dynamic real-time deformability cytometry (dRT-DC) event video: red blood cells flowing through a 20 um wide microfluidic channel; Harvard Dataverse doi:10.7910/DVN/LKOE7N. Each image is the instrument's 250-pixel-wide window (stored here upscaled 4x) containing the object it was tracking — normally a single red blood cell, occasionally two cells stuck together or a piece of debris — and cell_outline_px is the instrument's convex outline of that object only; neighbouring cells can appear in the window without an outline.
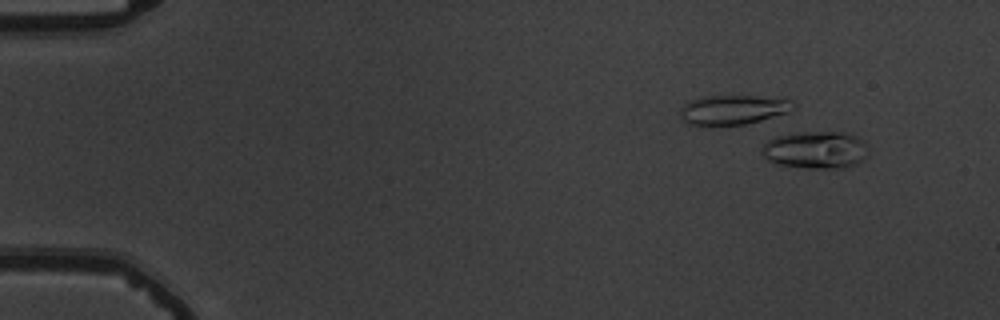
{"species": "common noctule bat (a hibernating species)", "species_latin": "Nyctalus noctula", "temperature_condition": "warm", "stored_images_in_passage": 56, "camera_frame_rate_fps": 3000, "um_per_image_px": 0.085, "animal": {"sex": "male", "body_mass_g": 19.5, "forearm_length_mm": 54.6}, "frame": {"image": 1, "passage_image": 5, "time_ms": 1.333, "image_size_px": [1000, 320], "cell_outline_px": [[868, 156], [864, 160], [856, 164], [844, 168], [808, 168], [776, 164], [768, 160], [764, 156], [764, 144], [768, 140], [776, 136], [792, 132], [852, 132], [864, 140], [868, 148]], "centroid_in_image_um": [69.41, 12.73], "position_along_channel_um": 15.6, "area_um2": 23.58}}
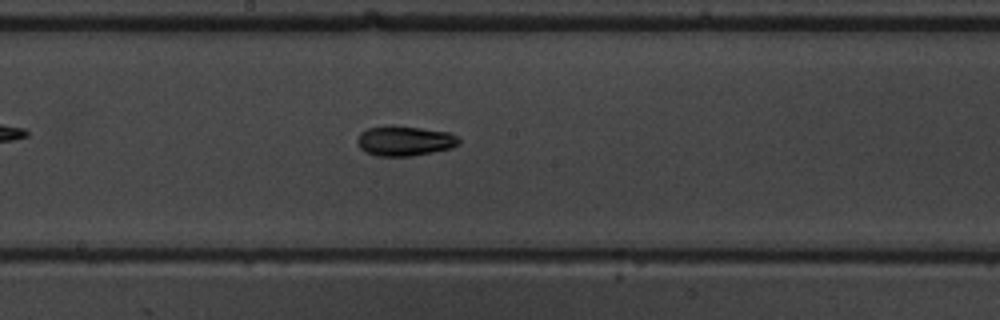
{"frame": {"image": 2, "passage_image": 31, "time_ms": 10.0, "image_size_px": [1000, 320], "cell_outline_px": [[460, 144], [452, 148], [412, 156], [376, 156], [364, 152], [360, 148], [356, 140], [360, 132], [368, 128], [392, 124], [448, 132], [456, 136], [460, 140]], "centroid_in_image_um": [34.36, 11.97], "position_along_channel_um": 213.8, "area_um2": 17.98}}
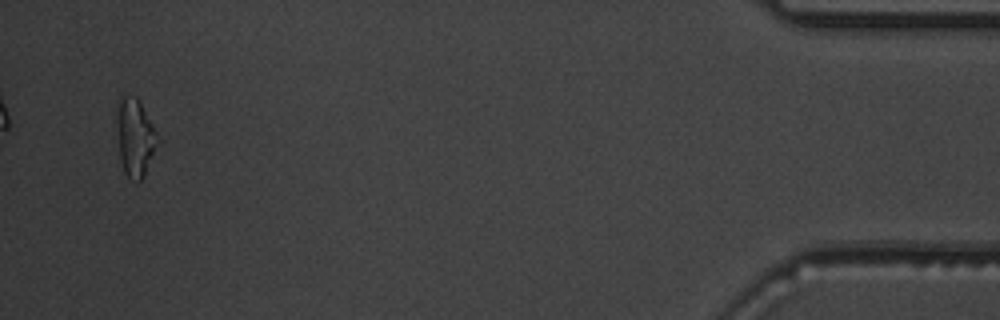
{"frame": {"image": 3, "passage_image": 54, "time_ms": 17.667, "image_size_px": [1000, 320], "cell_outline_px": [[156, 132], [152, 152], [144, 176], [140, 180], [136, 180], [128, 176], [124, 172], [120, 156], [116, 108], [116, 100], [124, 92], [136, 96], [152, 124]], "centroid_in_image_um": [11.4, 11.55], "position_along_channel_um": 423.8, "area_um2": 17.69}, "authors_computed_cell_mechanics": {"area_um2": 17.5712, "velocity_mm_per_s": 3.7098, "shape_relaxation_time_tau1_ms": 4.122, "shape_relaxation_time_tau2_ms": 4.5717, "deformation_change_tau1": 0.1448, "deformation_change_tau2": 0.0856}}